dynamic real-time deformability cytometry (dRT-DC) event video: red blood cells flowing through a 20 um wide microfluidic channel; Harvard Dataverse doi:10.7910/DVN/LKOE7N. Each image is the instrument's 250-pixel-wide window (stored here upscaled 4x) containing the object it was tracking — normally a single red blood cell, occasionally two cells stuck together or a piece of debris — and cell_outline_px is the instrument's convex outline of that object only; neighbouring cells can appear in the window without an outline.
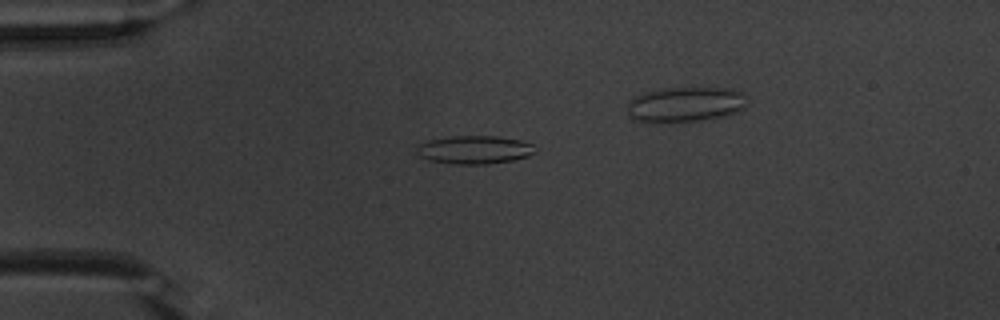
{"species": "common noctule bat (a hibernating species)", "species_latin": "Nyctalus noctula", "temperature_condition": "warm", "stored_images_in_passage": 32, "camera_frame_rate_fps": 3000, "um_per_image_px": 0.085, "animal": {"sex": "male", "body_mass_g": 20.1, "forearm_length_mm": 53.5}, "frame": {"image": 1, "passage_image": 2, "time_ms": 0.333, "image_size_px": [1000, 320], "cell_outline_px": [[536, 152], [528, 156], [512, 160], [484, 164], [456, 164], [428, 160], [420, 156], [416, 152], [416, 148], [420, 144], [428, 140], [448, 136], [496, 136], [520, 140], [532, 144]], "centroid_in_image_um": [40.3, 12.72], "position_along_channel_um": 44.7, "area_um2": 19.42}}
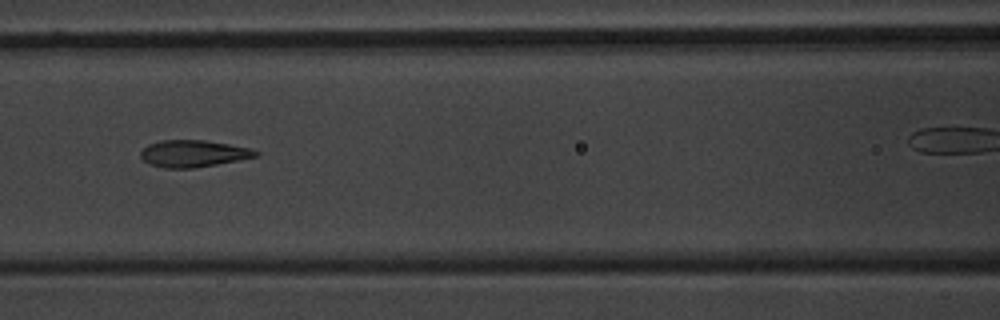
{"frame": {"image": 2, "passage_image": 12, "time_ms": 3.667, "image_size_px": [1000, 320], "cell_outline_px": [[260, 152], [256, 156], [216, 164], [192, 168], [164, 168], [148, 164], [140, 156], [140, 152], [148, 144], [160, 140], [204, 140], [252, 148]], "centroid_in_image_um": [16.39, 13.05], "position_along_channel_um": 150.2, "area_um2": 17.92}}
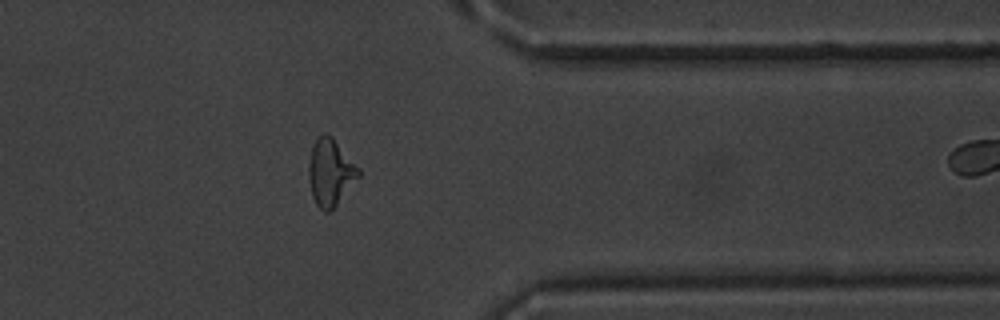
{"frame": {"image": 3, "passage_image": 31, "time_ms": 10.0, "image_size_px": [1000, 320], "cell_outline_px": [[360, 176], [336, 204], [328, 212], [324, 212], [316, 204], [312, 196], [308, 176], [308, 164], [312, 148], [316, 140], [324, 132], [332, 136], [360, 168]], "centroid_in_image_um": [28.08, 14.63], "position_along_channel_um": 383.3, "area_um2": 19.25}}